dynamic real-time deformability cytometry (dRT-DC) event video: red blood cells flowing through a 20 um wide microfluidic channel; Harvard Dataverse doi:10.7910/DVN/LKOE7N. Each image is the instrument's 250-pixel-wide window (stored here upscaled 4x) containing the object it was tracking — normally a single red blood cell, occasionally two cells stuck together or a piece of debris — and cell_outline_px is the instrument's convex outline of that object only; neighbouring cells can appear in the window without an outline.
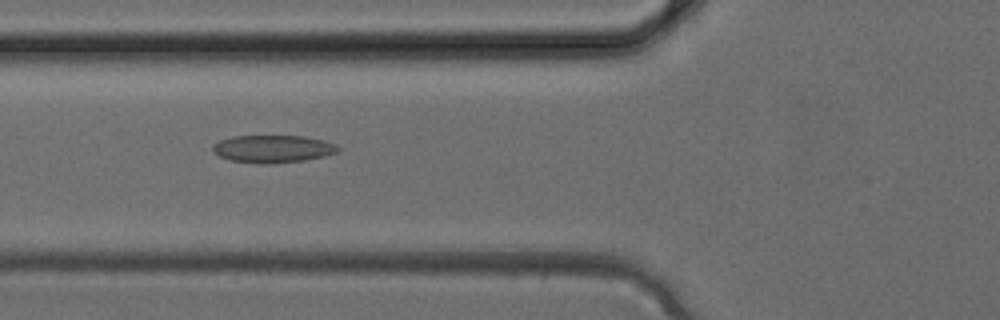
{"species": "common noctule bat (a hibernating species)", "species_latin": "Nyctalus noctula", "temperature_condition": "cold", "stored_images_in_passage": 4, "camera_frame_rate_fps": 3000, "um_per_image_px": 0.085, "animal": {"sex": "female", "body_mass_g": 24.6, "forearm_length_mm": 56.2}, "frame": {"image": 1, "passage_image": 3, "time_ms": 0.667, "image_size_px": [1000, 320], "cell_outline_px": [[340, 148], [336, 152], [324, 156], [304, 160], [268, 164], [260, 164], [232, 160], [220, 156], [212, 152], [212, 148], [220, 140], [232, 136], [304, 136], [324, 140], [336, 144]], "centroid_in_image_um": [23.2, 12.65], "position_along_channel_um": 102.6, "area_um2": 20.0}}
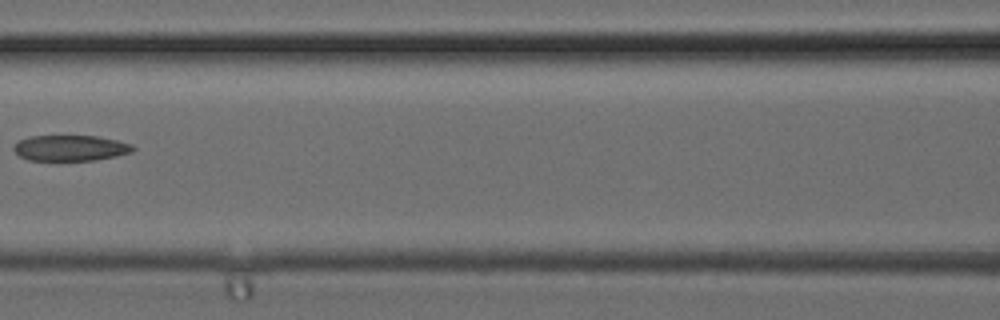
{"frame": {"image": 2, "passage_image": 4, "time_ms": 1.0, "image_size_px": [1000, 320], "cell_outline_px": [[136, 148], [132, 152], [116, 156], [96, 160], [28, 160], [20, 156], [12, 148], [20, 140], [28, 136], [96, 136], [116, 140], [132, 144]], "centroid_in_image_um": [6.01, 12.58], "position_along_channel_um": 160.6, "area_um2": 17.8}}